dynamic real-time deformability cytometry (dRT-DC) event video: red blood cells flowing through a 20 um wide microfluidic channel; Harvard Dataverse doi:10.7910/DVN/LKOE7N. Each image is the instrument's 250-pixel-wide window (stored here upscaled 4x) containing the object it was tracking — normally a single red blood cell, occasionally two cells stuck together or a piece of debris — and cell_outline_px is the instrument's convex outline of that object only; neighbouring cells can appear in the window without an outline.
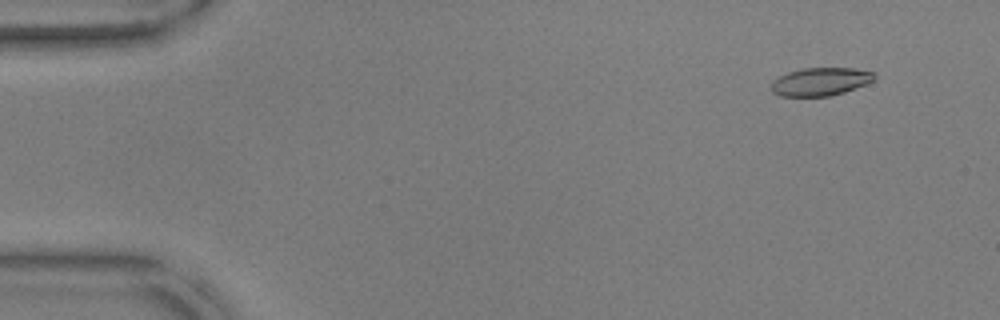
{"species": "common noctule bat (a hibernating species)", "species_latin": "Nyctalus noctula", "temperature_condition": "warm", "stored_images_in_passage": 56, "camera_frame_rate_fps": 3000, "um_per_image_px": 0.085, "animal": {"sex": "male", "body_mass_g": 17.9, "forearm_length_mm": 54.2}, "frame": {"image": 1, "passage_image": 5, "time_ms": 1.333, "image_size_px": [1000, 320], "cell_outline_px": [[876, 80], [844, 92], [828, 96], [780, 96], [772, 92], [772, 80], [788, 72], [804, 68], [856, 68], [872, 72], [876, 76]], "centroid_in_image_um": [69.75, 6.93], "position_along_channel_um": 15.3, "area_um2": 16.82}}
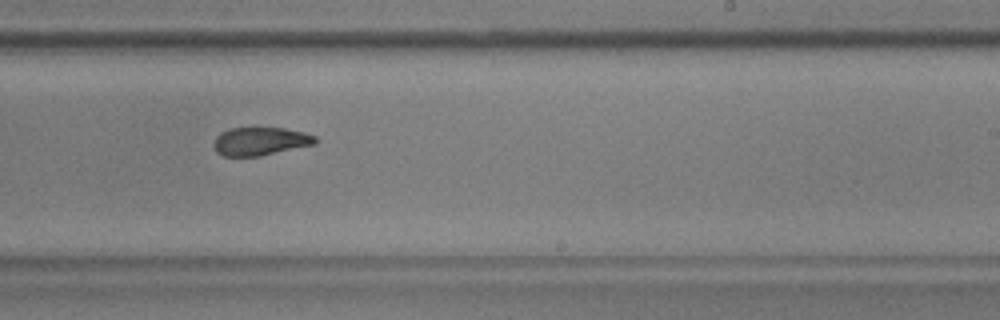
{"frame": {"image": 2, "passage_image": 35, "time_ms": 11.333, "image_size_px": [1000, 320], "cell_outline_px": [[316, 144], [260, 156], [224, 156], [216, 152], [212, 144], [216, 136], [220, 132], [228, 128], [284, 128], [304, 132], [316, 136]], "centroid_in_image_um": [22.1, 12.01], "position_along_channel_um": 266.9, "area_um2": 16.82}}
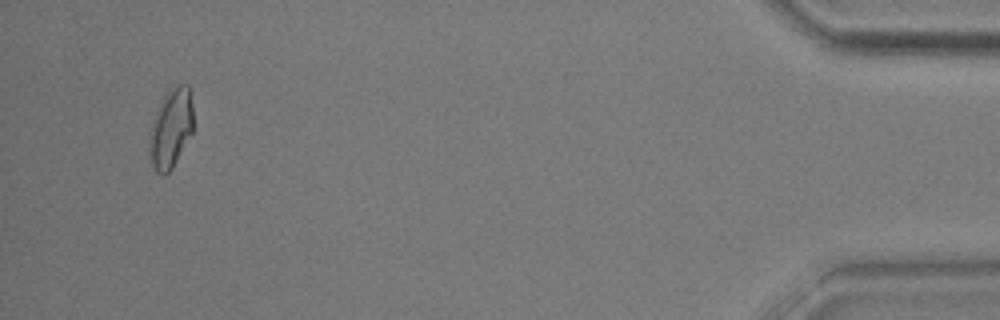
{"frame": {"image": 3, "passage_image": 54, "time_ms": 17.667, "image_size_px": [1000, 320], "cell_outline_px": [[192, 132], [172, 168], [164, 176], [156, 172], [152, 164], [148, 148], [148, 132], [156, 112], [168, 88], [176, 84], [188, 84], [192, 108]], "centroid_in_image_um": [14.49, 10.91], "position_along_channel_um": 420.7, "area_um2": 20.29}, "authors_computed_cell_mechanics": {"area_um2": 18.0047, "velocity_mm_per_s": 3.5973, "shape_relaxation_time_tau1_ms": 7.398, "shape_relaxation_time_tau2_ms": 3.5936, "deformation_change_tau1": 0.1903, "deformation_change_tau2": 0.1026}}